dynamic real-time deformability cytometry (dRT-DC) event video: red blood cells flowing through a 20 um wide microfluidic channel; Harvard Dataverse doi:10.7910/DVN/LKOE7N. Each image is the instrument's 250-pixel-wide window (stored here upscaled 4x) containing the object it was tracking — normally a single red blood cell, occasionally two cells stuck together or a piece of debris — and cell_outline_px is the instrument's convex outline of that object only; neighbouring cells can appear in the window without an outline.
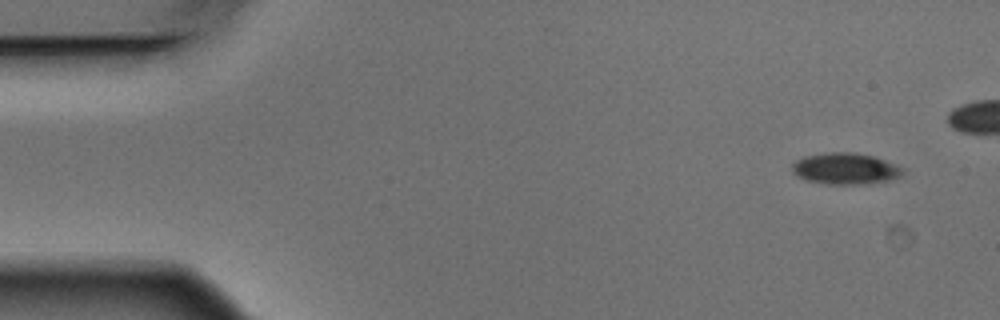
{"species": "Egyptian fruit bat (a non-hibernating species)", "species_latin": "Rousettus aegyptiacus", "temperature_condition": "warm", "stored_images_in_passage": 5, "camera_frame_rate_fps": 3000, "um_per_image_px": 0.085, "animal": {"sex": "male"}, "frame": {"image": 1, "passage_image": 1, "time_ms": 0.0, "image_size_px": [1000, 320], "cell_outline_px": [[908, 168], [900, 176], [888, 180], [856, 184], [828, 184], [808, 180], [796, 176], [792, 172], [792, 164], [796, 160], [804, 156], [824, 152], [856, 152], [876, 156]], "centroid_in_image_um": [71.89, 14.3], "position_along_channel_um": 13.1, "area_um2": 20.52}}